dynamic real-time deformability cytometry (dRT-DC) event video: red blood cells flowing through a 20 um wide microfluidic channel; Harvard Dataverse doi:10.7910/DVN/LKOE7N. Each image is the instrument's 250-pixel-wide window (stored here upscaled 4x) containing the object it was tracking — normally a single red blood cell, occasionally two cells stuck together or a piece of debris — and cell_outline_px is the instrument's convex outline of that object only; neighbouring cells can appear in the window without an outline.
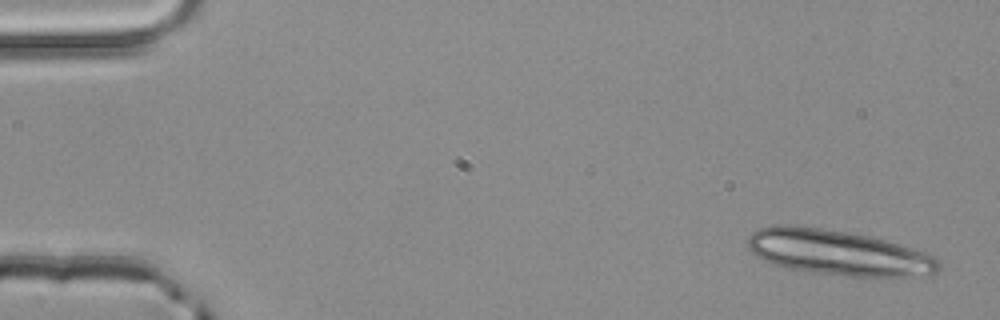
{"species": "common noctule bat (a hibernating species)", "species_latin": "Nyctalus noctula", "temperature_condition": "room temperature", "stored_images_in_passage": 5, "camera_frame_rate_fps": 3000, "um_per_image_px": 0.085, "animal": {"sex": "male", "body_mass_g": 20.4}, "frame": {"image": 1, "passage_image": 1, "time_ms": 0.0, "image_size_px": [1000, 320], "cell_outline_px": [[940, 268], [936, 272], [908, 276], [852, 276], [820, 272], [792, 268], [772, 264], [748, 252], [748, 236], [756, 228], [772, 224], [792, 224], [848, 232], [872, 236], [928, 252], [936, 256], [940, 260]], "centroid_in_image_um": [71.22, 21.43], "position_along_channel_um": 13.8, "area_um2": 50.46}}